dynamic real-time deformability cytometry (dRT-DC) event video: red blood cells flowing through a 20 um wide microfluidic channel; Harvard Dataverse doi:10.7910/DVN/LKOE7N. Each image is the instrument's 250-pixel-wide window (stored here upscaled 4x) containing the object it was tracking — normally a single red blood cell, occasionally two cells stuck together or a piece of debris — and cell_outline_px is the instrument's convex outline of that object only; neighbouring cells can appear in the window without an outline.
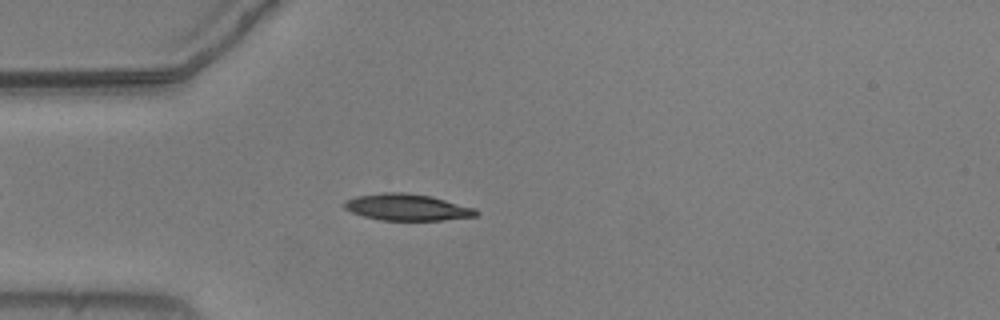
{"species": "common noctule bat (a hibernating species)", "species_latin": "Nyctalus noctula", "temperature_condition": "warm", "stored_images_in_passage": 50, "camera_frame_rate_fps": 3000, "um_per_image_px": 0.085, "animal": {"sex": "male", "body_mass_g": 20.5, "forearm_length_mm": 52.5}, "frame": {"image": 1, "passage_image": 11, "time_ms": 3.333, "image_size_px": [1000, 320], "cell_outline_px": [[480, 212], [476, 216], [444, 220], [380, 220], [364, 216], [352, 212], [344, 208], [344, 200], [356, 196], [380, 192], [404, 192], [432, 196], [476, 208]], "centroid_in_image_um": [34.62, 17.6], "position_along_channel_um": 50.4, "area_um2": 20.58}}
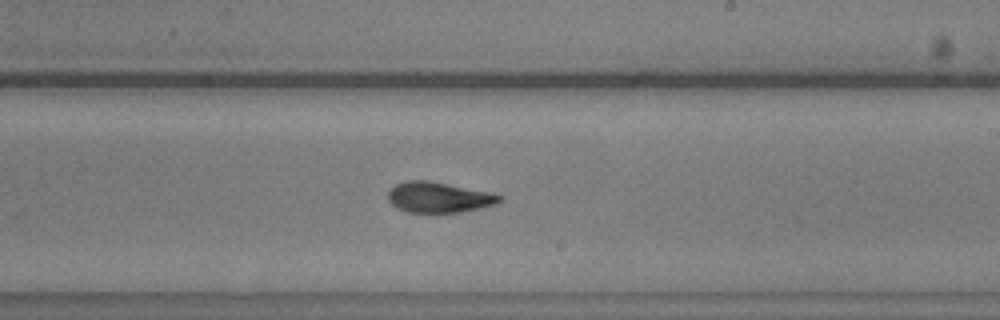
{"frame": {"image": 2, "passage_image": 28, "time_ms": 9.0, "image_size_px": [1000, 320], "cell_outline_px": [[504, 200], [500, 204], [460, 212], [436, 216], [408, 212], [396, 208], [388, 200], [388, 192], [396, 184], [404, 180], [428, 180], [504, 196]], "centroid_in_image_um": [37.28, 16.83], "position_along_channel_um": 251.7, "area_um2": 20.52}}
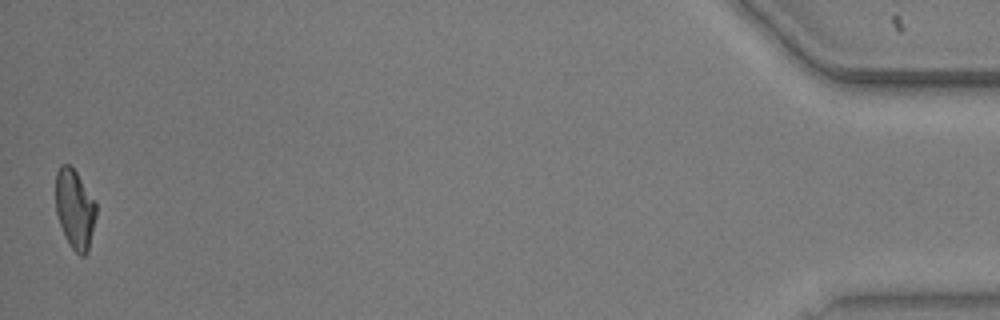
{"frame": {"image": 3, "passage_image": 50, "time_ms": 16.333, "image_size_px": [1000, 320], "cell_outline_px": [[96, 216], [88, 252], [84, 256], [80, 256], [68, 244], [64, 236], [56, 212], [56, 172], [60, 164], [68, 164], [76, 172], [96, 200]], "centroid_in_image_um": [6.37, 17.78], "position_along_channel_um": 428.8, "area_um2": 18.9}, "authors_computed_cell_mechanics": {"area_um2": 19.7387, "velocity_mm_per_s": 3.7145, "shape_relaxation_time_tau1_ms": null, "shape_relaxation_time_tau2_ms": 2.4357, "deformation_change_tau1": null, "deformation_change_tau2": 0.0949}}